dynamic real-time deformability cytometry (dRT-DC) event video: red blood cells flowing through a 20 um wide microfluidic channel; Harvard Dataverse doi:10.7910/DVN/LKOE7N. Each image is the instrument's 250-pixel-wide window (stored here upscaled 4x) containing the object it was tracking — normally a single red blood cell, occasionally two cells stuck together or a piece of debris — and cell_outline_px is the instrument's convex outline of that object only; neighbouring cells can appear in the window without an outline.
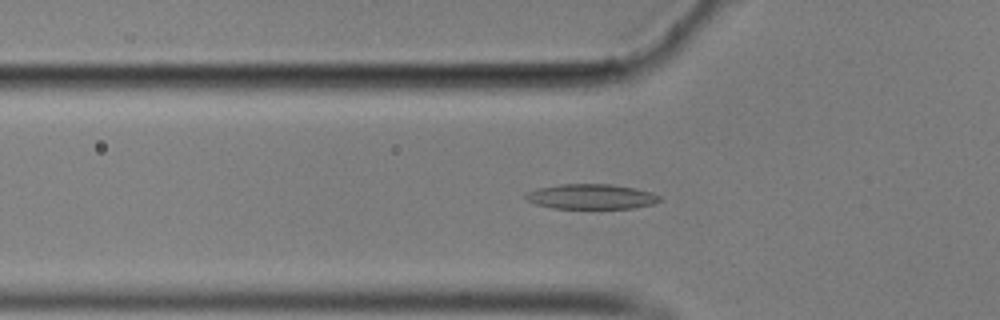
{"species": "common noctule bat (a hibernating species)", "species_latin": "Nyctalus noctula", "temperature_condition": "cold", "stored_images_in_passage": 54, "segment_of_instrument_passage": [1, 2], "camera_frame_rate_fps": 3000, "um_per_image_px": 0.085, "animal": {"sex": "male", "body_mass_g": 17.9}, "frame": {"image": 1, "passage_image": 15, "time_ms": 4.667, "image_size_px": [1000, 320], "cell_outline_px": [[664, 200], [652, 204], [632, 208], [552, 208], [536, 204], [528, 200], [524, 196], [528, 192], [536, 188], [560, 184], [608, 184], [636, 188], [652, 192], [660, 196]], "centroid_in_image_um": [50.28, 16.7], "position_along_channel_um": 75.5, "area_um2": 19.54}}
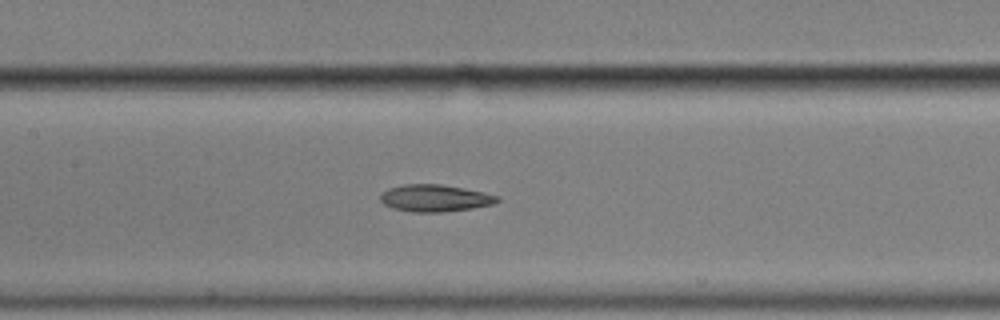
{"frame": {"image": 2, "passage_image": 23, "time_ms": 7.333, "image_size_px": [1000, 320], "cell_outline_px": [[500, 200], [492, 204], [472, 208], [444, 212], [412, 212], [392, 208], [384, 204], [380, 200], [380, 192], [388, 188], [404, 184], [440, 184], [484, 192], [500, 196]], "centroid_in_image_um": [36.94, 16.84], "position_along_channel_um": 170.5, "area_um2": 18.5}}
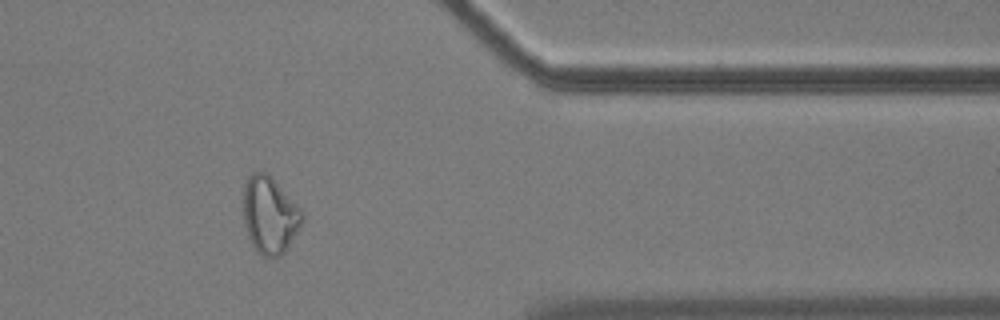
{"frame": {"image": 3, "passage_image": 43, "time_ms": 14.0, "image_size_px": [1000, 320], "cell_outline_px": [[304, 216], [296, 232], [284, 252], [280, 256], [272, 260], [256, 252], [248, 236], [244, 224], [244, 184], [248, 176], [252, 172], [264, 172], [300, 208]], "centroid_in_image_um": [22.89, 18.34], "position_along_channel_um": 388.5, "area_um2": 25.84}}